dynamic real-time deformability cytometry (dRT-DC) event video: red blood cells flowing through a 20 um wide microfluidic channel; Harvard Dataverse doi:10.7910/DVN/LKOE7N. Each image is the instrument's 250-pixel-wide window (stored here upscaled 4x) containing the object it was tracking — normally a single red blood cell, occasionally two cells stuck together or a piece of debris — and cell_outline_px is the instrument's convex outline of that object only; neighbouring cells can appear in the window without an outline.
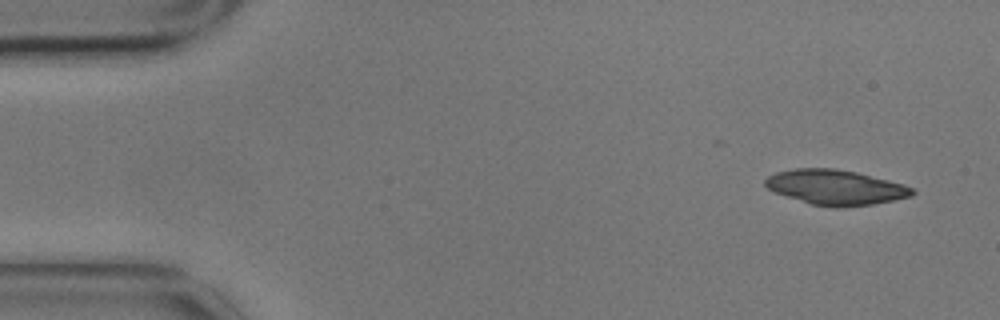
{"species": "common noctule bat (a hibernating species)", "species_latin": "Nyctalus noctula", "temperature_condition": "cold", "stored_images_in_passage": 3, "camera_frame_rate_fps": 3000, "um_per_image_px": 0.085, "animal": {"sex": "male", "body_mass_g": 17.9}, "frame": {"image": 1, "passage_image": 1, "time_ms": 0.0, "image_size_px": [1000, 320], "cell_outline_px": [[916, 192], [912, 196], [872, 204], [840, 208], [812, 204], [772, 192], [764, 184], [764, 180], [768, 176], [776, 172], [792, 168], [836, 168], [856, 172], [904, 184], [912, 188]], "centroid_in_image_um": [70.99, 15.91], "position_along_channel_um": 14.0, "area_um2": 30.0}}